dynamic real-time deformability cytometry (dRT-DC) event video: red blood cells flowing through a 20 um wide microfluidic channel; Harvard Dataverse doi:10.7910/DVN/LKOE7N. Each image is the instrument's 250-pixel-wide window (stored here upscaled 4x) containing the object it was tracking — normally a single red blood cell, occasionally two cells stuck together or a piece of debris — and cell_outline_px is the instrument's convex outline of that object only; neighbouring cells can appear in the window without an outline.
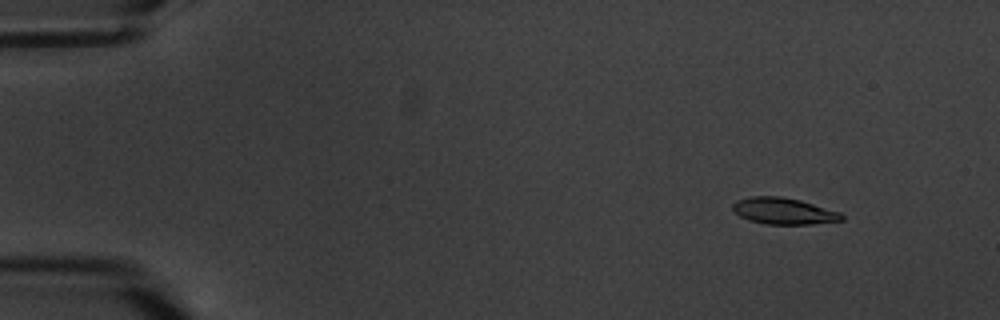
{"species": "common noctule bat (a hibernating species)", "species_latin": "Nyctalus noctula", "temperature_condition": "warm", "stored_images_in_passage": 10, "camera_frame_rate_fps": 3000, "um_per_image_px": 0.085, "animal": {"sex": "male", "body_mass_g": 20.1, "forearm_length_mm": 53.5}, "frame": {"image": 1, "passage_image": 2, "time_ms": 1.0, "image_size_px": [1000, 320], "cell_outline_px": [[844, 220], [812, 224], [768, 224], [748, 220], [740, 216], [732, 208], [732, 204], [736, 200], [752, 196], [780, 196], [800, 200], [840, 212], [844, 216]], "centroid_in_image_um": [66.61, 17.93], "position_along_channel_um": 18.4, "area_um2": 16.76}}
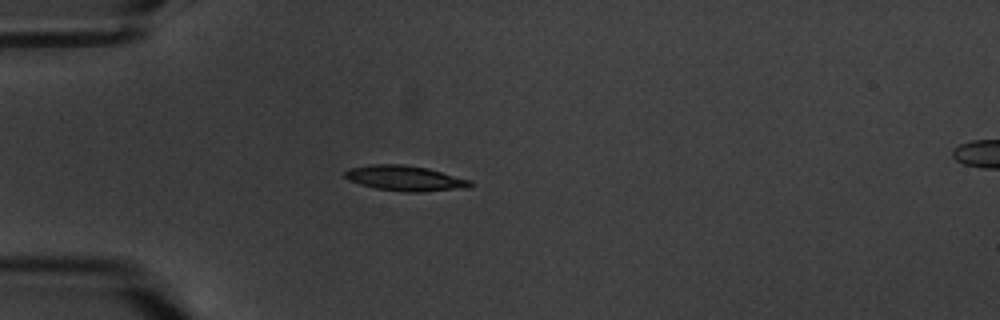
{"frame": {"image": 2, "passage_image": 5, "time_ms": 4.667, "image_size_px": [1000, 320], "cell_outline_px": [[472, 188], [420, 192], [404, 192], [376, 188], [360, 184], [348, 180], [344, 176], [344, 172], [348, 168], [372, 164], [404, 164], [428, 168], [472, 180]], "centroid_in_image_um": [34.46, 15.15], "position_along_channel_um": 50.5, "area_um2": 18.73}}